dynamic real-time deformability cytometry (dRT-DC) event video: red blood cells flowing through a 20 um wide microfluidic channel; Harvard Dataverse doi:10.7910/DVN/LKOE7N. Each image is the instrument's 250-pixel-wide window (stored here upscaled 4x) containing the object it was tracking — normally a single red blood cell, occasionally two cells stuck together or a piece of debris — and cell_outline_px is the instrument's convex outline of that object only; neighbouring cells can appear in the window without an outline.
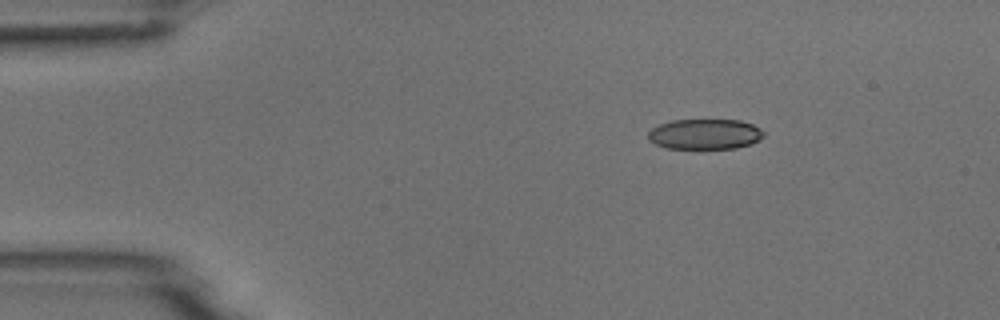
{"species": "common noctule bat (a hibernating species)", "species_latin": "Nyctalus noctula", "temperature_condition": "room temperature", "stored_images_in_passage": 4, "camera_frame_rate_fps": 3000, "um_per_image_px": 0.085, "animal": {"sex": "male", "body_mass_g": 18.8}, "frame": {"image": 1, "passage_image": 2, "time_ms": 1.333, "image_size_px": [1000, 320], "cell_outline_px": [[764, 136], [752, 144], [736, 148], [668, 148], [656, 144], [648, 140], [648, 132], [652, 128], [660, 124], [672, 120], [740, 120], [752, 124], [760, 128], [764, 132]], "centroid_in_image_um": [59.93, 11.4], "position_along_channel_um": 25.1, "area_um2": 20.4}}